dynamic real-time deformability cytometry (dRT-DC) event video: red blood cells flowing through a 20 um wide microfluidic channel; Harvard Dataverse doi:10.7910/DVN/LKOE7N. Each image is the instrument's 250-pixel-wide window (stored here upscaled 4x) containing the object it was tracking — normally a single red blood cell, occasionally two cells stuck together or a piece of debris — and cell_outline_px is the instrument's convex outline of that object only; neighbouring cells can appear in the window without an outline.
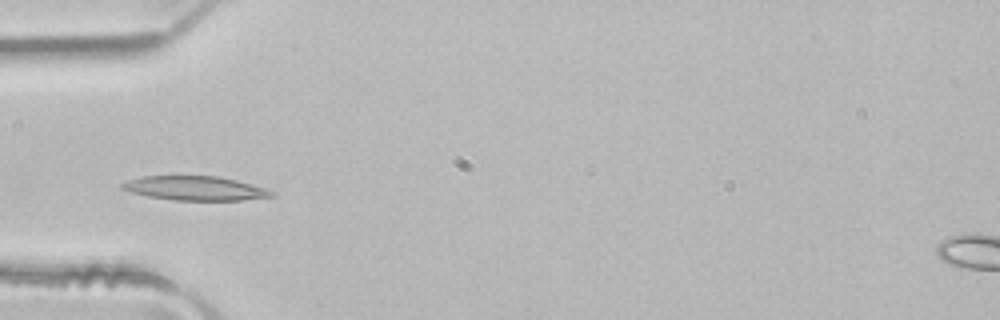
{"species": "common noctule bat (a hibernating species)", "species_latin": "Nyctalus noctula", "temperature_condition": "room temperature", "stored_images_in_passage": 4, "camera_frame_rate_fps": 3000, "um_per_image_px": 0.085, "animal": {"sex": "male", "body_mass_g": 21.5, "forearm_length_mm": 52.0}, "frame": {"image": 1, "passage_image": 3, "time_ms": 0.667, "image_size_px": [1000, 320], "cell_outline_px": [[276, 196], [244, 200], [176, 200], [148, 196], [132, 192], [120, 188], [120, 184], [128, 180], [144, 176], [216, 176], [236, 180], [264, 188], [276, 192]], "centroid_in_image_um": [16.61, 16.0], "position_along_channel_um": 68.4, "area_um2": 20.92}}
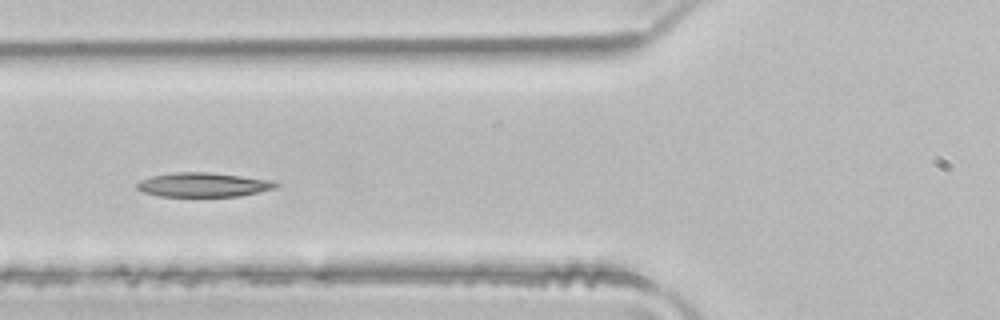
{"frame": {"image": 2, "passage_image": 4, "time_ms": 1.0, "image_size_px": [1000, 320], "cell_outline_px": [[280, 184], [276, 188], [240, 196], [160, 196], [144, 192], [136, 188], [136, 184], [140, 180], [152, 176], [176, 172], [208, 172], [272, 180]], "centroid_in_image_um": [17.29, 15.7], "position_along_channel_um": 108.5, "area_um2": 19.48}}